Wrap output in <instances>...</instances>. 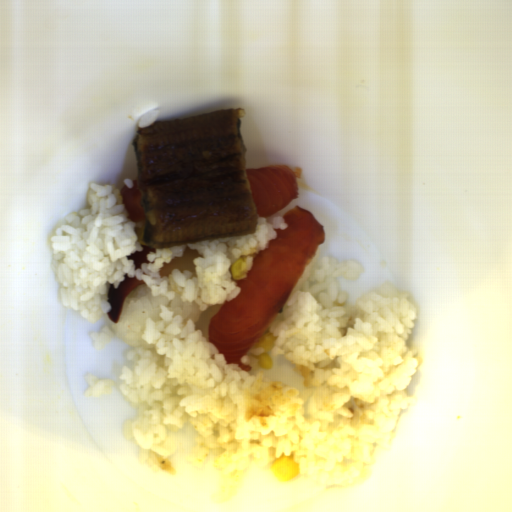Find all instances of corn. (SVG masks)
<instances>
[{
    "mask_svg": "<svg viewBox=\"0 0 512 512\" xmlns=\"http://www.w3.org/2000/svg\"><path fill=\"white\" fill-rule=\"evenodd\" d=\"M270 468L275 477L285 482H291L300 474V467L291 456L278 457Z\"/></svg>",
    "mask_w": 512,
    "mask_h": 512,
    "instance_id": "1",
    "label": "corn"
},
{
    "mask_svg": "<svg viewBox=\"0 0 512 512\" xmlns=\"http://www.w3.org/2000/svg\"><path fill=\"white\" fill-rule=\"evenodd\" d=\"M276 339L277 335L275 333H269L263 335L258 341V346L262 347L263 352L257 356V363L264 369L271 370L272 368L273 361L269 353L275 348Z\"/></svg>",
    "mask_w": 512,
    "mask_h": 512,
    "instance_id": "2",
    "label": "corn"
},
{
    "mask_svg": "<svg viewBox=\"0 0 512 512\" xmlns=\"http://www.w3.org/2000/svg\"><path fill=\"white\" fill-rule=\"evenodd\" d=\"M244 262H245V259L240 257L239 259L234 261L231 265L230 272H231L232 279H234L235 281L246 278V276H247L246 271H244V269H243Z\"/></svg>",
    "mask_w": 512,
    "mask_h": 512,
    "instance_id": "3",
    "label": "corn"
}]
</instances>
